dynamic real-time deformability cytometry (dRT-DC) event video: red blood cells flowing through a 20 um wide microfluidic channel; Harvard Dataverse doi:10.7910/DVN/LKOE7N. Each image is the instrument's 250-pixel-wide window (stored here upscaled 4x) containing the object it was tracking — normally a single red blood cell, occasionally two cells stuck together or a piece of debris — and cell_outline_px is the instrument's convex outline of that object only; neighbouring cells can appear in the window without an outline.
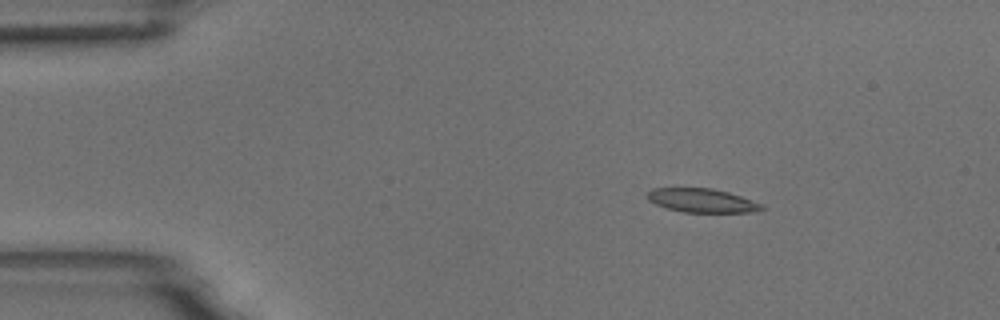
{"species": "common noctule bat (a hibernating species)", "species_latin": "Nyctalus noctula", "temperature_condition": "room temperature", "stored_images_in_passage": 5, "camera_frame_rate_fps": 3000, "um_per_image_px": 0.085, "animal": {"sex": "male", "body_mass_g": 18.8}, "frame": {"image": 1, "passage_image": 3, "time_ms": 0.667, "image_size_px": [1000, 320], "cell_outline_px": [[764, 208], [748, 212], [684, 212], [668, 208], [656, 204], [648, 200], [648, 192], [652, 188], [712, 188], [728, 192], [764, 204]], "centroid_in_image_um": [59.66, 17.03], "position_along_channel_um": 25.3, "area_um2": 15.66}}